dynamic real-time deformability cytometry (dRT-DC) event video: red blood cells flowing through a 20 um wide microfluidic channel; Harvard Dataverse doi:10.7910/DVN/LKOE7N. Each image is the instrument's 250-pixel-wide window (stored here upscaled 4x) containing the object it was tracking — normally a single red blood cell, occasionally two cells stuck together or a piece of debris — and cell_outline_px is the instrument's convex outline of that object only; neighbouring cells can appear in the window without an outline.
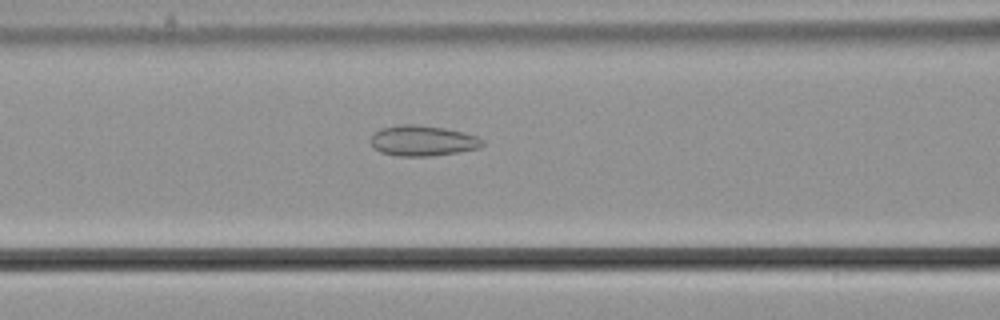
{"species": "common noctule bat (a hibernating species)", "species_latin": "Nyctalus noctula", "temperature_condition": "cold", "stored_images_in_passage": 55, "camera_frame_rate_fps": 3000, "um_per_image_px": 0.085, "animal": {"sex": "male", "body_mass_g": 21.5, "forearm_length_mm": 52.0}, "frame": {"image": 1, "passage_image": 23, "time_ms": 7.333, "image_size_px": [1000, 320], "cell_outline_px": [[484, 144], [480, 148], [432, 156], [396, 156], [380, 152], [372, 148], [368, 140], [380, 128], [400, 124], [416, 124], [444, 128], [464, 132], [476, 136], [484, 140]], "centroid_in_image_um": [35.89, 11.96], "position_along_channel_um": 130.7, "area_um2": 20.11}}
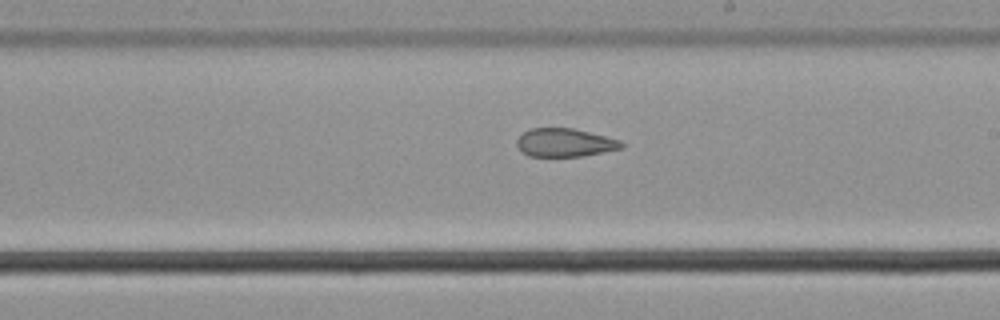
{"frame": {"image": 2, "passage_image": 32, "time_ms": 10.333, "image_size_px": [1000, 320], "cell_outline_px": [[624, 148], [584, 156], [528, 156], [516, 144], [516, 140], [524, 132], [532, 128], [572, 128], [620, 140], [624, 144]], "centroid_in_image_um": [48.03, 12.13], "position_along_channel_um": 241.0, "area_um2": 17.11}}
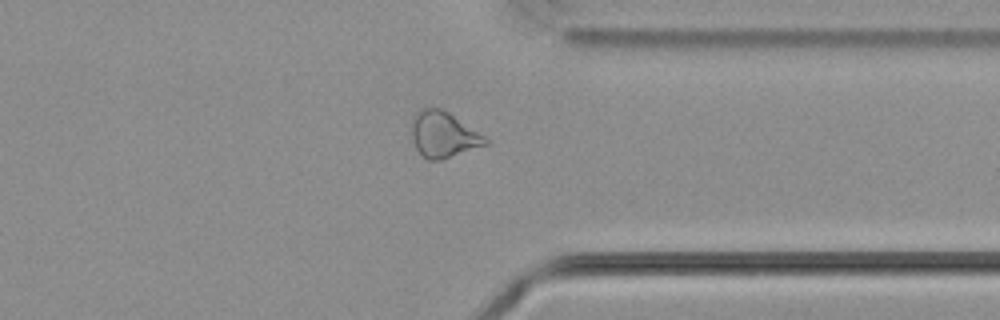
{"frame": {"image": 3, "passage_image": 43, "time_ms": 14.0, "image_size_px": [1000, 320], "cell_outline_px": [[488, 144], [440, 160], [428, 160], [416, 148], [412, 136], [412, 116], [420, 108], [440, 108], [448, 112], [484, 136], [488, 140]], "centroid_in_image_um": [37.66, 11.43], "position_along_channel_um": 373.7, "area_um2": 19.36}, "authors_computed_cell_mechanics": {"area_um2": 22.831, "velocity_mm_per_s": 3.6855, "shape_relaxation_time_tau1_ms": null, "shape_relaxation_time_tau2_ms": 2.8624, "deformation_change_tau1": null, "deformation_change_tau2": 0.0847}}